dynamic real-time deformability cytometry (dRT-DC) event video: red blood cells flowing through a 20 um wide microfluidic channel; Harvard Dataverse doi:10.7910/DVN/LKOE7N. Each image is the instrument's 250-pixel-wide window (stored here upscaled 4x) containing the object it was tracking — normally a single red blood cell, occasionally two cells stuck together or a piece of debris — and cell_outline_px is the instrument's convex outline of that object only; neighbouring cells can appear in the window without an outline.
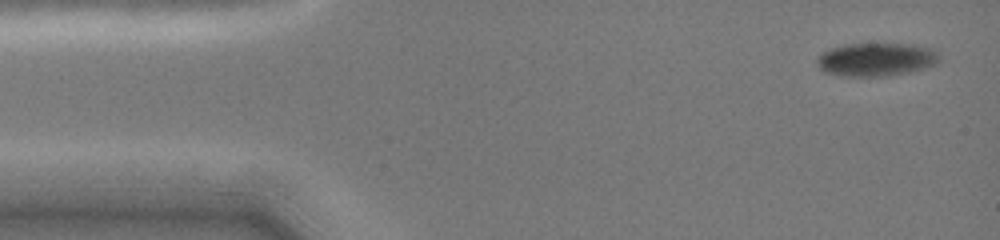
{"species": "common noctule bat (a hibernating species)", "species_latin": "Nyctalus noctula", "temperature_condition": "cold", "stored_images_in_passage": 7, "camera_frame_rate_fps": 3000, "um_per_image_px": 0.085, "animal": {"sex": "female", "body_mass_g": 19.0, "forearm_length_mm": 51.5}, "frame": {"image": 1, "passage_image": 1, "time_ms": 0.0, "image_size_px": [1000, 240], "cell_outline_px": [[940, 60], [936, 64], [928, 68], [912, 72], [888, 76], [844, 76], [824, 72], [816, 64], [816, 60], [820, 52], [844, 44], [912, 44], [936, 48], [940, 52]], "centroid_in_image_um": [74.54, 5.05], "position_along_channel_um": 10.5, "area_um2": 24.33}}
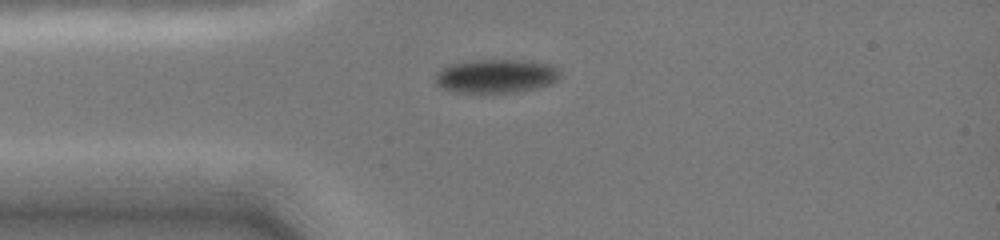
{"frame": {"image": 2, "passage_image": 6, "time_ms": 3.0, "image_size_px": [1000, 240], "cell_outline_px": [[560, 80], [552, 84], [540, 88], [492, 96], [452, 92], [436, 84], [436, 76], [444, 68], [452, 64], [480, 60], [516, 60], [548, 64], [556, 68], [560, 72]], "centroid_in_image_um": [42.21, 6.54], "position_along_channel_um": 42.8, "area_um2": 25.14}}